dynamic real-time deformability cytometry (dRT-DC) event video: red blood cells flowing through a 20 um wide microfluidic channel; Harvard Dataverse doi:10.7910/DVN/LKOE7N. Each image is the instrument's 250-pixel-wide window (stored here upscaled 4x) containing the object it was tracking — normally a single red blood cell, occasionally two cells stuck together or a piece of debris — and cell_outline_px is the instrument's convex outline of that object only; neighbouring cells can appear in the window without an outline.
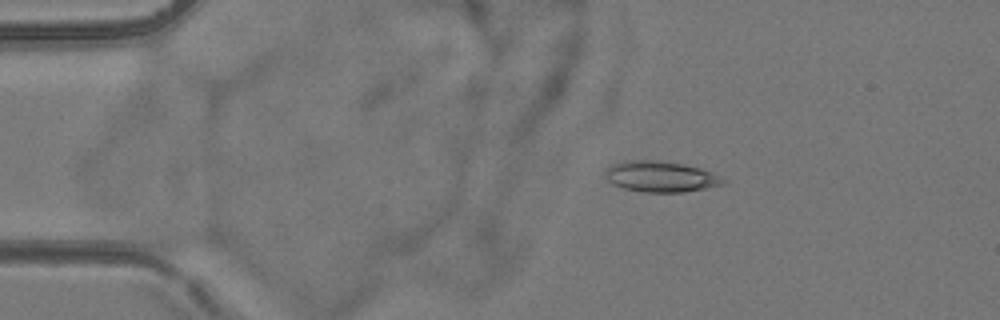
{"species": "common noctule bat (a hibernating species)", "species_latin": "Nyctalus noctula", "temperature_condition": "room temperature", "stored_images_in_passage": 3, "camera_frame_rate_fps": 3000, "um_per_image_px": 0.085, "animal": {"sex": "female", "body_mass_g": 24.6, "forearm_length_mm": 56.2}, "frame": {"image": 1, "passage_image": 2, "time_ms": 2.333, "image_size_px": [1000, 320], "cell_outline_px": [[728, 180], [724, 184], [684, 192], [644, 192], [624, 188], [612, 184], [604, 176], [604, 172], [612, 164], [624, 160], [660, 160], [700, 168], [712, 172]], "centroid_in_image_um": [56.14, 15.0], "position_along_channel_um": 28.9, "area_um2": 21.21}}